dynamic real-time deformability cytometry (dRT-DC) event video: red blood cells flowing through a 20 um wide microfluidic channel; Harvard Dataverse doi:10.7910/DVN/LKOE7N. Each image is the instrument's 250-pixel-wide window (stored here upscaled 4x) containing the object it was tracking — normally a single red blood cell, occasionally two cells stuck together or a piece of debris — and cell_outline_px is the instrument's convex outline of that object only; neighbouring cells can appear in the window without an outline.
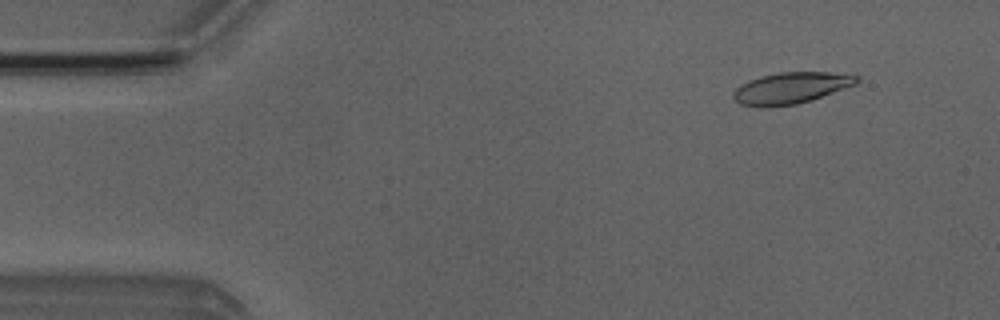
{"species": "Egyptian fruit bat (a non-hibernating species)", "species_latin": "Rousettus aegyptiacus", "temperature_condition": "room temperature", "stored_images_in_passage": 11, "camera_frame_rate_fps": 3000, "um_per_image_px": 0.085, "animal": {"sex": "male"}, "frame": {"image": 1, "passage_image": 2, "time_ms": 0.333, "image_size_px": [1000, 320], "cell_outline_px": [[860, 80], [856, 84], [812, 100], [796, 104], [764, 108], [740, 104], [732, 96], [732, 92], [740, 84], [760, 76], [780, 72], [828, 72], [860, 76]], "centroid_in_image_um": [67.21, 7.49], "position_along_channel_um": 17.8, "area_um2": 22.66}}